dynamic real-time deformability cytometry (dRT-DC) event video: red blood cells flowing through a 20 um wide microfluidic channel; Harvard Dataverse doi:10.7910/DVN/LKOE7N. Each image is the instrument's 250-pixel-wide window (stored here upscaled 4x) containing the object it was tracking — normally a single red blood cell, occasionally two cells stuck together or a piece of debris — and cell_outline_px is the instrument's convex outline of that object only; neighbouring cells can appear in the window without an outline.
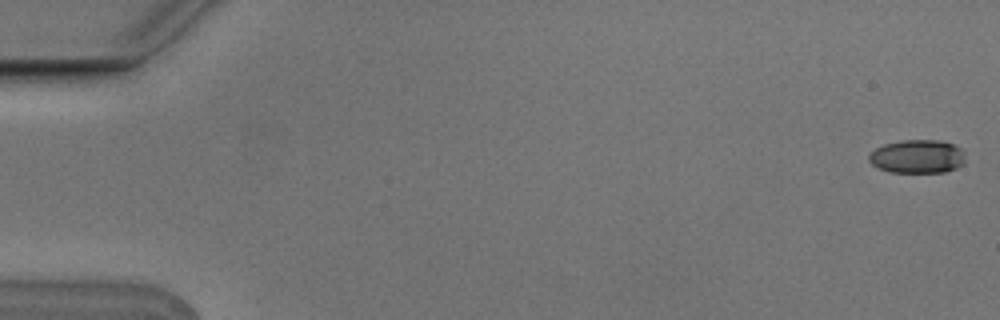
{"species": "Egyptian fruit bat (a non-hibernating species)", "species_latin": "Rousettus aegyptiacus", "temperature_condition": "cold", "stored_images_in_passage": 7, "camera_frame_rate_fps": 3000, "um_per_image_px": 0.085, "animal": {"sex": "male"}, "frame": {"image": 1, "passage_image": 1, "time_ms": 0.0, "image_size_px": [1000, 320], "cell_outline_px": [[964, 164], [956, 168], [944, 172], [888, 172], [872, 164], [868, 160], [868, 156], [876, 148], [884, 144], [900, 140], [940, 140], [952, 144], [960, 148], [964, 152]], "centroid_in_image_um": [77.98, 13.3], "position_along_channel_um": 7.0, "area_um2": 18.84}}